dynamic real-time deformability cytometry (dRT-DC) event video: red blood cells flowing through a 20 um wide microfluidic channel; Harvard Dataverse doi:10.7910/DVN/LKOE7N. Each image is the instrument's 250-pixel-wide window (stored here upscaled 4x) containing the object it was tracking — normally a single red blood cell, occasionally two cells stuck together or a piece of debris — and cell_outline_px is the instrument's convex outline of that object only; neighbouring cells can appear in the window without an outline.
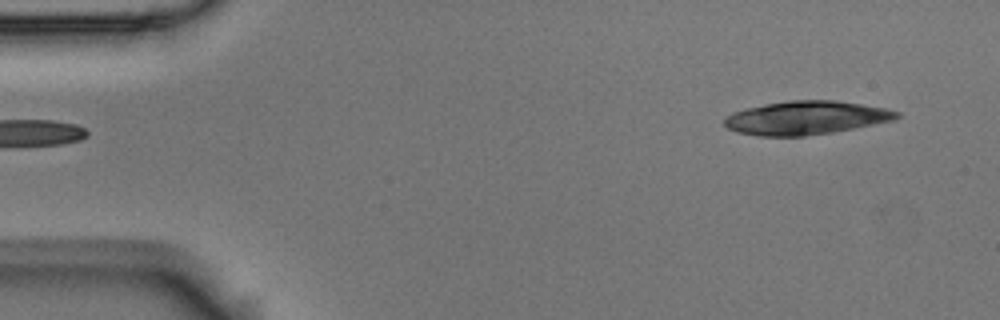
{"species": "Egyptian fruit bat (a non-hibernating species)", "species_latin": "Rousettus aegyptiacus", "temperature_condition": "room temperature", "stored_images_in_passage": 3, "segment_of_instrument_passage": [2, 2], "camera_frame_rate_fps": 3000, "um_per_image_px": 0.085, "animal": {"sex": "male"}, "frame": {"image": 1, "passage_image": 3, "time_ms": 0.667, "image_size_px": [1000, 320], "cell_outline_px": [[900, 116], [896, 120], [832, 132], [804, 136], [760, 136], [736, 132], [728, 128], [724, 124], [724, 120], [732, 112], [764, 104], [788, 100], [836, 100], [884, 108], [900, 112]], "centroid_in_image_um": [68.52, 10.01], "position_along_channel_um": 16.5, "area_um2": 33.58}}